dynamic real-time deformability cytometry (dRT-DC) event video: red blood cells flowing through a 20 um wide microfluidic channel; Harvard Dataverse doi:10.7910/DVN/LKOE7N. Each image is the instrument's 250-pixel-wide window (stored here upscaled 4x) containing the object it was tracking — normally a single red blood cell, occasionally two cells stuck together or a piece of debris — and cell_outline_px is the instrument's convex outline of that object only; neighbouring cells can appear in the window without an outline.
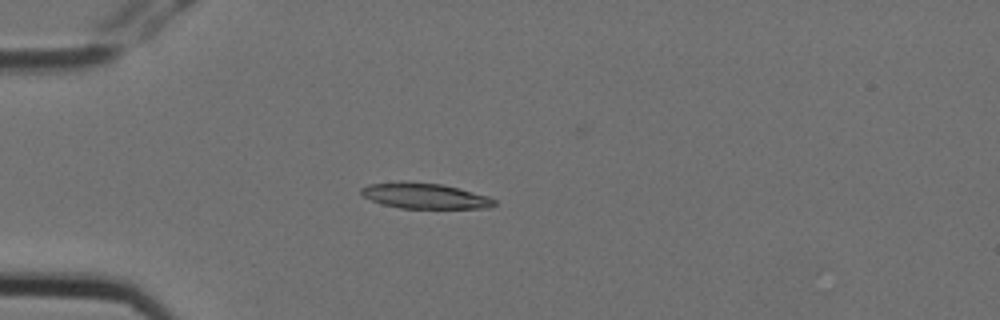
{"species": "Egyptian fruit bat (a non-hibernating species)", "species_latin": "Rousettus aegyptiacus", "temperature_condition": "cold", "stored_images_in_passage": 6, "camera_frame_rate_fps": 3000, "um_per_image_px": 0.085, "animal": {"sex": "female"}, "frame": {"image": 1, "passage_image": 6, "time_ms": 1.667, "image_size_px": [1000, 320], "cell_outline_px": [[496, 204], [488, 208], [400, 208], [380, 204], [364, 196], [360, 192], [360, 188], [368, 184], [400, 180], [408, 180], [440, 184], [460, 188], [488, 196], [496, 200]], "centroid_in_image_um": [36.07, 16.63], "position_along_channel_um": 48.9, "area_um2": 20.17}}